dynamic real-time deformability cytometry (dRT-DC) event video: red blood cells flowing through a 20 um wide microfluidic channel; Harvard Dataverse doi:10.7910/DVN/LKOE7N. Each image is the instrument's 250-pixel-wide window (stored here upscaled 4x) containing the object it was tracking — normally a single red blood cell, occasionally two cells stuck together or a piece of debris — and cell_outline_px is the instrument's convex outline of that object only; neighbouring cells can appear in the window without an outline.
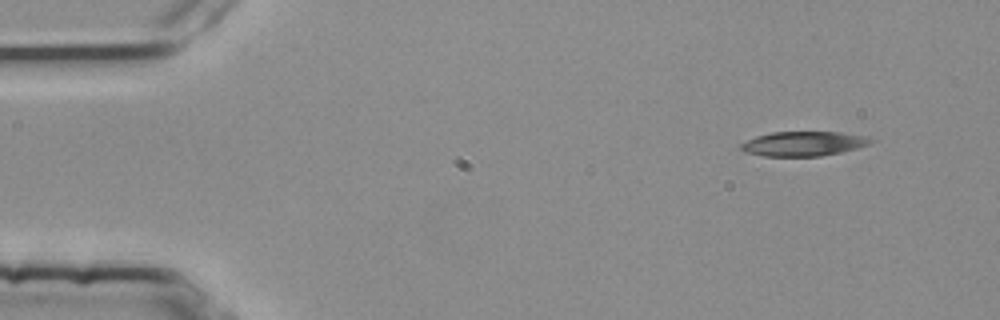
{"species": "common noctule bat (a hibernating species)", "species_latin": "Nyctalus noctula", "temperature_condition": "room temperature", "stored_images_in_passage": 4, "camera_frame_rate_fps": 3000, "um_per_image_px": 0.085, "animal": {"sex": "female", "body_mass_g": 25.1}, "frame": {"image": 1, "passage_image": 1, "time_ms": 0.0, "image_size_px": [1000, 320], "cell_outline_px": [[876, 140], [872, 144], [840, 152], [820, 156], [764, 156], [744, 152], [740, 148], [740, 144], [756, 136], [772, 132], [840, 132], [868, 136]], "centroid_in_image_um": [68.34, 12.21], "position_along_channel_um": 16.7, "area_um2": 18.67}}
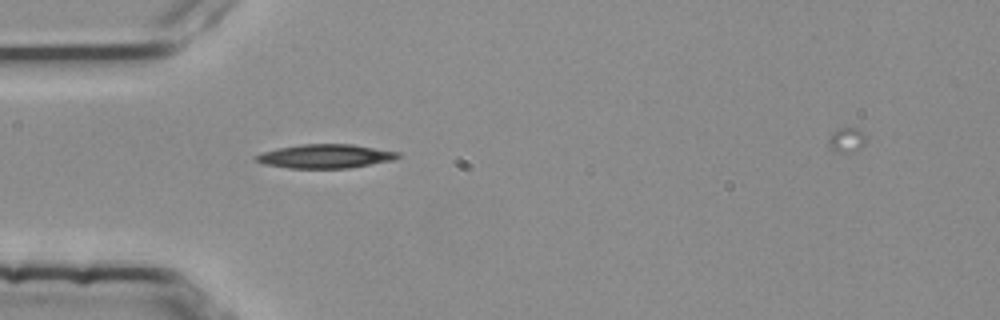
{"frame": {"image": 2, "passage_image": 4, "time_ms": 1.0, "image_size_px": [1000, 320], "cell_outline_px": [[404, 156], [396, 160], [348, 168], [288, 168], [264, 164], [256, 160], [252, 156], [264, 152], [280, 148], [300, 144], [352, 144], [400, 152]], "centroid_in_image_um": [27.73, 13.28], "position_along_channel_um": 57.3, "area_um2": 19.88}}